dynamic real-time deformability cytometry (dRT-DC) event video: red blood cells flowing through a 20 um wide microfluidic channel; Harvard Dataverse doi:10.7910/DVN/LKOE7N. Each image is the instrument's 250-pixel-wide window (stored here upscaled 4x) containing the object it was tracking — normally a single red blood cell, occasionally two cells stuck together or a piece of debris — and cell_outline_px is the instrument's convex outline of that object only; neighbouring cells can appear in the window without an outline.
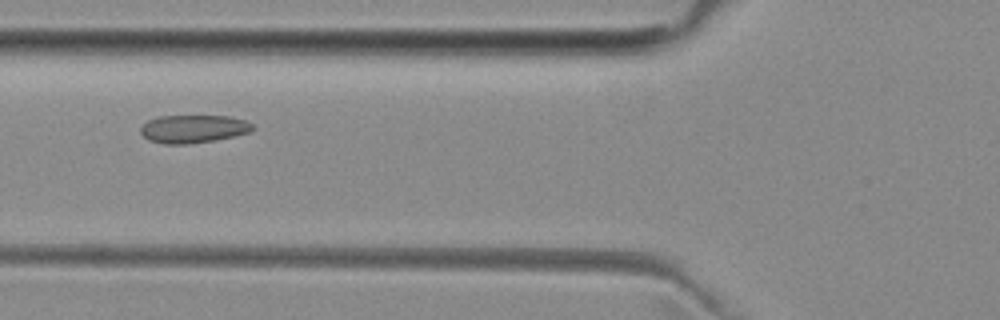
{"species": "common noctule bat (a hibernating species)", "species_latin": "Nyctalus noctula", "temperature_condition": "room temperature", "stored_images_in_passage": 7, "camera_frame_rate_fps": 3000, "um_per_image_px": 0.085, "animal": {"sex": "female", "body_mass_g": 29.2, "forearm_length_mm": 56.3}, "frame": {"image": 1, "passage_image": 4, "time_ms": 3.333, "image_size_px": [1000, 320], "cell_outline_px": [[256, 128], [252, 132], [216, 140], [188, 144], [164, 144], [148, 140], [140, 132], [140, 128], [148, 120], [156, 116], [228, 116], [244, 120], [252, 124]], "centroid_in_image_um": [16.44, 10.96], "position_along_channel_um": 109.4, "area_um2": 18.44}}
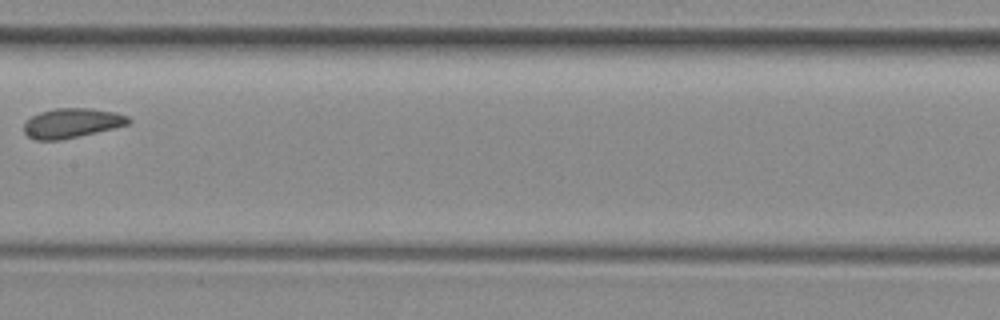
{"frame": {"image": 2, "passage_image": 6, "time_ms": 5.667, "image_size_px": [1000, 320], "cell_outline_px": [[132, 120], [128, 124], [80, 136], [60, 140], [36, 140], [28, 136], [24, 132], [24, 124], [32, 116], [40, 112], [56, 108], [88, 108], [112, 112], [128, 116]], "centroid_in_image_um": [6.08, 10.46], "position_along_channel_um": 201.3, "area_um2": 17.8}}
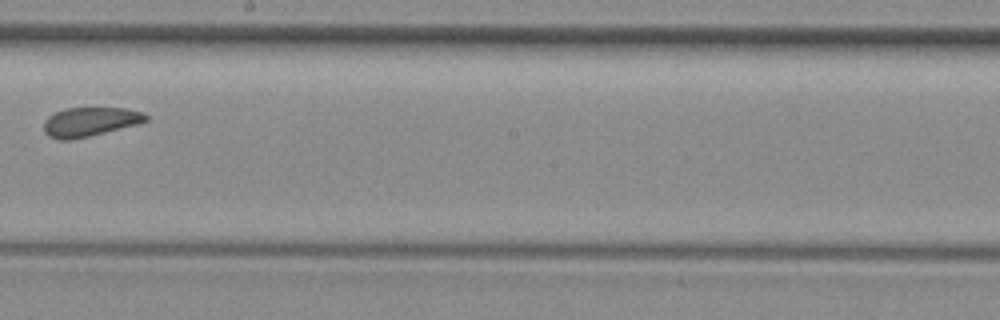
{"frame": {"image": 3, "passage_image": 7, "time_ms": 6.667, "image_size_px": [1000, 320], "cell_outline_px": [[148, 120], [140, 124], [72, 140], [60, 140], [48, 136], [44, 132], [44, 120], [48, 116], [64, 108], [124, 108], [144, 112], [148, 116]], "centroid_in_image_um": [7.66, 10.35], "position_along_channel_um": 240.5, "area_um2": 17.51}}